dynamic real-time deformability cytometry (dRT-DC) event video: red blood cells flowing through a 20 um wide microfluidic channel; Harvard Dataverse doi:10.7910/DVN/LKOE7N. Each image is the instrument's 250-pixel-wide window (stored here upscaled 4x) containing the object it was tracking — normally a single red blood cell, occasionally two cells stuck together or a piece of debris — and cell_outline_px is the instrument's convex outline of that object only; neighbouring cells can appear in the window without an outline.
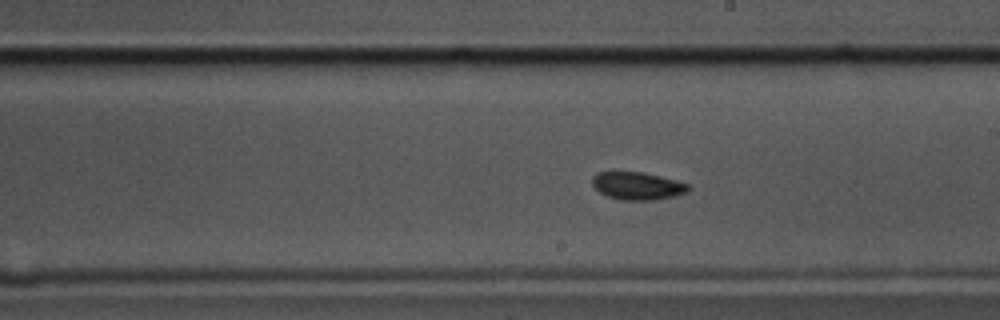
{"species": "common noctule bat (a hibernating species)", "species_latin": "Nyctalus noctula", "temperature_condition": "cold", "stored_images_in_passage": 45, "camera_frame_rate_fps": 3000, "um_per_image_px": 0.085, "animal": {"sex": "male", "body_mass_g": 17.5, "forearm_length_mm": 52.3}, "frame": {"image": 1, "passage_image": 20, "time_ms": 6.333, "image_size_px": [1000, 320], "cell_outline_px": [[692, 188], [688, 192], [676, 196], [656, 200], [620, 200], [608, 196], [600, 192], [592, 184], [592, 176], [596, 172], [644, 172], [676, 180], [688, 184]], "centroid_in_image_um": [54.21, 15.8], "position_along_channel_um": 234.8, "area_um2": 15.66}}
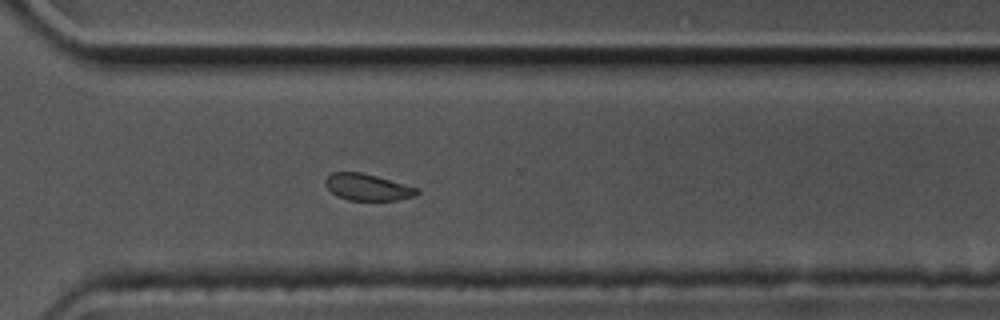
{"frame": {"image": 2, "passage_image": 29, "time_ms": 9.333, "image_size_px": [1000, 320], "cell_outline_px": [[420, 192], [416, 196], [396, 200], [348, 200], [336, 196], [324, 184], [324, 180], [332, 172], [360, 172], [376, 176], [420, 188]], "centroid_in_image_um": [31.25, 15.91], "position_along_channel_um": 339.3, "area_um2": 14.28}}
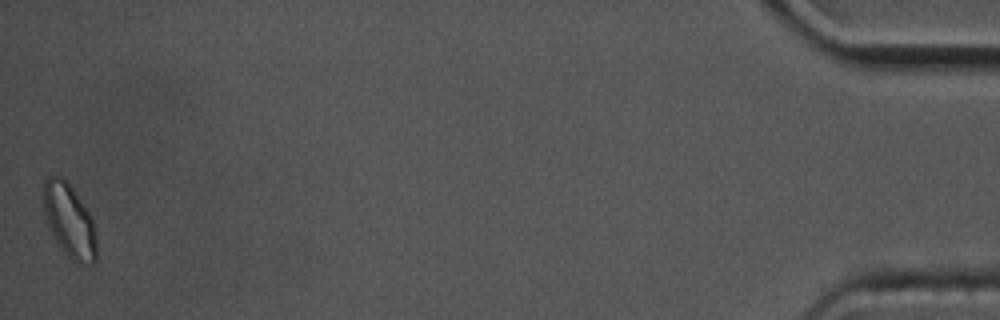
{"frame": {"image": 3, "passage_image": 45, "time_ms": 14.667, "image_size_px": [1000, 320], "cell_outline_px": [[96, 260], [92, 264], [76, 264], [64, 252], [56, 240], [48, 224], [44, 212], [44, 180], [48, 176], [60, 176], [72, 188], [84, 204], [96, 228]], "centroid_in_image_um": [5.92, 18.79], "position_along_channel_um": 429.3, "area_um2": 22.48}, "authors_computed_cell_mechanics": {"area_um2": 15.7216, "velocity_mm_per_s": 3.4791, "shape_relaxation_time_tau1_ms": 6.3174, "shape_relaxation_time_tau2_ms": 3.8315, "deformation_change_tau1": 0.1234, "deformation_change_tau2": 0.0746}}